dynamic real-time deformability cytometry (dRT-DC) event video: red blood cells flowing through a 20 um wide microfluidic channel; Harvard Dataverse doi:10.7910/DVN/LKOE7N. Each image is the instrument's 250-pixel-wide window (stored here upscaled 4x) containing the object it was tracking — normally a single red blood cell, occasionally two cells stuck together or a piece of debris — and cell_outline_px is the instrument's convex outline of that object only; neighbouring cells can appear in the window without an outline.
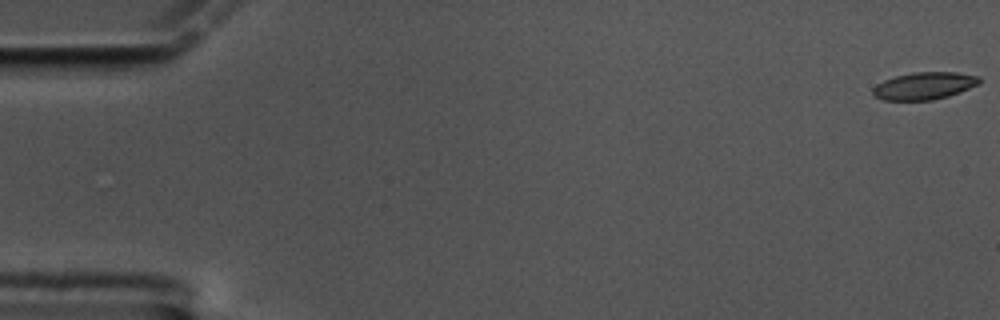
{"species": "common noctule bat (a hibernating species)", "species_latin": "Nyctalus noctula", "temperature_condition": "cold", "stored_images_in_passage": 17, "camera_frame_rate_fps": 3000, "um_per_image_px": 0.085, "animal": {"sex": "male", "body_mass_g": 17.5, "forearm_length_mm": 52.3}, "frame": {"image": 1, "passage_image": 1, "time_ms": 0.0, "image_size_px": [1000, 320], "cell_outline_px": [[980, 84], [960, 92], [948, 96], [932, 100], [884, 100], [876, 96], [872, 92], [872, 88], [876, 84], [884, 80], [896, 76], [916, 72], [956, 72], [980, 76]], "centroid_in_image_um": [78.59, 7.29], "position_along_channel_um": 6.4, "area_um2": 16.94}}
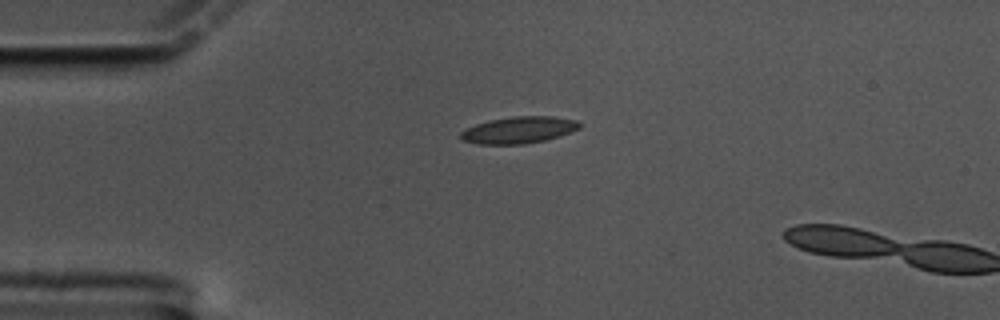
{"frame": {"image": 2, "passage_image": 15, "time_ms": 4.667, "image_size_px": [1000, 320], "cell_outline_px": [[580, 128], [560, 136], [544, 140], [524, 144], [476, 144], [464, 140], [460, 136], [460, 132], [476, 124], [488, 120], [512, 116], [552, 116], [576, 120], [580, 124]], "centroid_in_image_um": [44.1, 11.04], "position_along_channel_um": 40.9, "area_um2": 18.44}}